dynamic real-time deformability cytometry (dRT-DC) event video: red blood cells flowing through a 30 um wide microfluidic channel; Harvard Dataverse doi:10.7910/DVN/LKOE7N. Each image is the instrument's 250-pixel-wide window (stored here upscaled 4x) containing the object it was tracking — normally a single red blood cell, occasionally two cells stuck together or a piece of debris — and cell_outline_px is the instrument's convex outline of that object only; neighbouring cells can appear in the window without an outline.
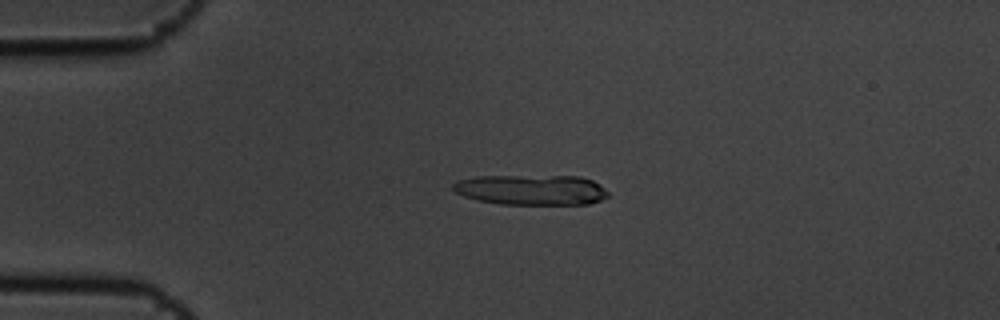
{"species": "common noctule bat (a hibernating species)", "species_latin": "Nyctalus noctula", "temperature_condition": "cold", "stored_images_in_passage": 5, "segment_of_instrument_passage": [1, 2], "camera_frame_rate_fps": 3000, "um_per_image_px": 0.085, "animal": {"sex": "male", "body_mass_g": 19.5, "forearm_length_mm": 54.6}, "frame": {"image": 1, "passage_image": 3, "time_ms": 0.667, "image_size_px": [1000, 320], "cell_outline_px": [[608, 196], [600, 200], [588, 204], [500, 204], [476, 200], [464, 196], [456, 192], [452, 188], [452, 184], [456, 180], [476, 176], [580, 176], [592, 180], [600, 184], [608, 192]], "centroid_in_image_um": [45.14, 16.13], "position_along_channel_um": 39.9, "area_um2": 27.51}}